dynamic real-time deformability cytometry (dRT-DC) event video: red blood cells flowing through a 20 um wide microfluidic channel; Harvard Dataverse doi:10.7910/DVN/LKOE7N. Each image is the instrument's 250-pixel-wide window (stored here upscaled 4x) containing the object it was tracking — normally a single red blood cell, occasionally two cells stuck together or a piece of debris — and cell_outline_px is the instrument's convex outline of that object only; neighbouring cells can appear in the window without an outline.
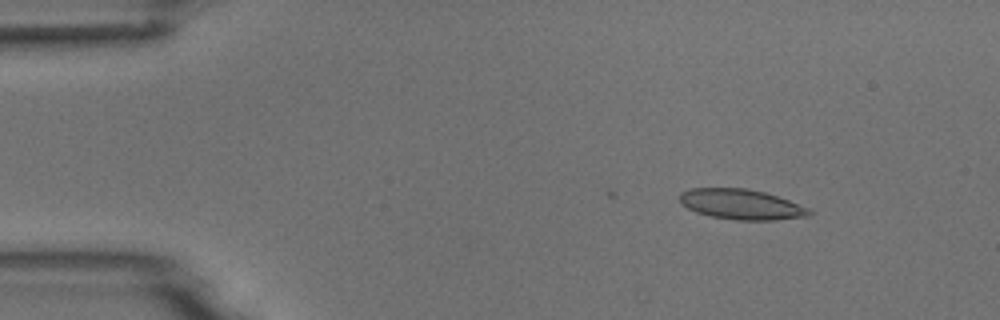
{"species": "common noctule bat (a hibernating species)", "species_latin": "Nyctalus noctula", "temperature_condition": "room temperature", "stored_images_in_passage": 3, "camera_frame_rate_fps": 3000, "um_per_image_px": 0.085, "animal": {"sex": "male", "body_mass_g": 18.8}, "frame": {"image": 1, "passage_image": 3, "time_ms": 2.0, "image_size_px": [1000, 320], "cell_outline_px": [[812, 212], [808, 216], [776, 220], [736, 220], [712, 216], [696, 212], [680, 204], [680, 192], [688, 188], [748, 188], [764, 192], [788, 200], [808, 208]], "centroid_in_image_um": [62.97, 17.36], "position_along_channel_um": 22.0, "area_um2": 22.77}}